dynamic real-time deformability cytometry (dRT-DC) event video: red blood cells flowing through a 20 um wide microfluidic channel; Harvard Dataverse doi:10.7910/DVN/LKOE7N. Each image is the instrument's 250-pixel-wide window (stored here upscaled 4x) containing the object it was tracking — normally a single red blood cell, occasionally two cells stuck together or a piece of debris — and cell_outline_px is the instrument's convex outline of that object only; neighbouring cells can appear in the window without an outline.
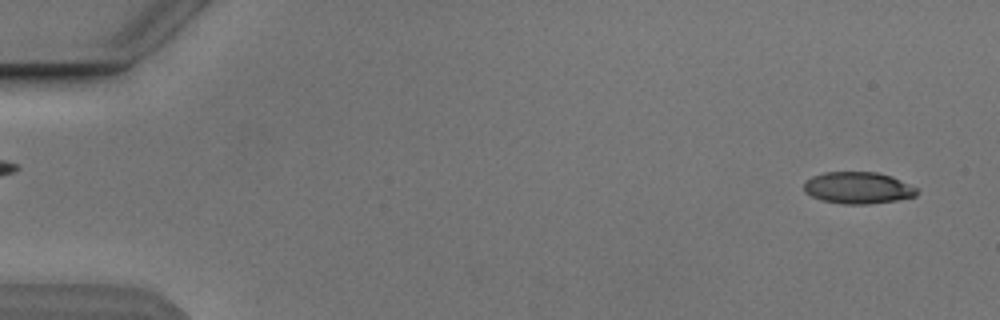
{"species": "Egyptian fruit bat (a non-hibernating species)", "species_latin": "Rousettus aegyptiacus", "temperature_condition": "cold", "stored_images_in_passage": 5, "camera_frame_rate_fps": 3000, "um_per_image_px": 0.085, "animal": {"sex": "male"}, "frame": {"image": 1, "passage_image": 1, "time_ms": 0.0, "image_size_px": [1000, 320], "cell_outline_px": [[920, 192], [916, 196], [896, 200], [868, 204], [844, 204], [820, 200], [804, 192], [804, 180], [812, 176], [824, 172], [876, 172], [892, 176], [916, 188]], "centroid_in_image_um": [72.9, 15.96], "position_along_channel_um": 12.1, "area_um2": 20.98}}
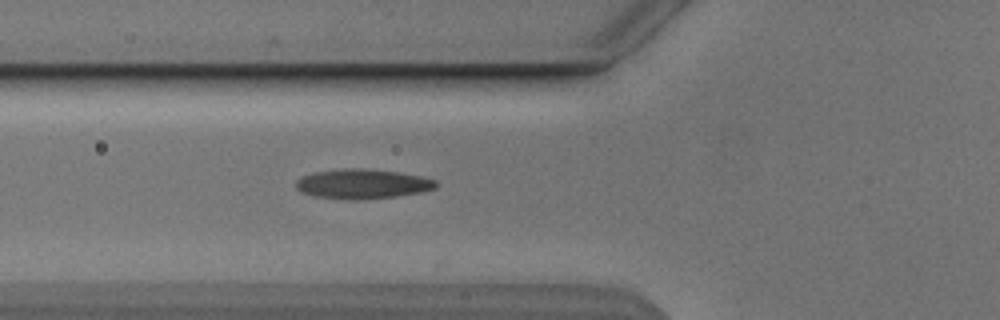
{"frame": {"image": 2, "passage_image": 5, "time_ms": 5.667, "image_size_px": [1000, 320], "cell_outline_px": [[436, 188], [420, 192], [396, 196], [364, 200], [344, 200], [312, 196], [300, 192], [296, 188], [296, 180], [304, 176], [316, 172], [352, 168], [396, 172], [420, 176], [436, 180]], "centroid_in_image_um": [30.77, 15.66], "position_along_channel_um": 95.0, "area_um2": 23.99}}